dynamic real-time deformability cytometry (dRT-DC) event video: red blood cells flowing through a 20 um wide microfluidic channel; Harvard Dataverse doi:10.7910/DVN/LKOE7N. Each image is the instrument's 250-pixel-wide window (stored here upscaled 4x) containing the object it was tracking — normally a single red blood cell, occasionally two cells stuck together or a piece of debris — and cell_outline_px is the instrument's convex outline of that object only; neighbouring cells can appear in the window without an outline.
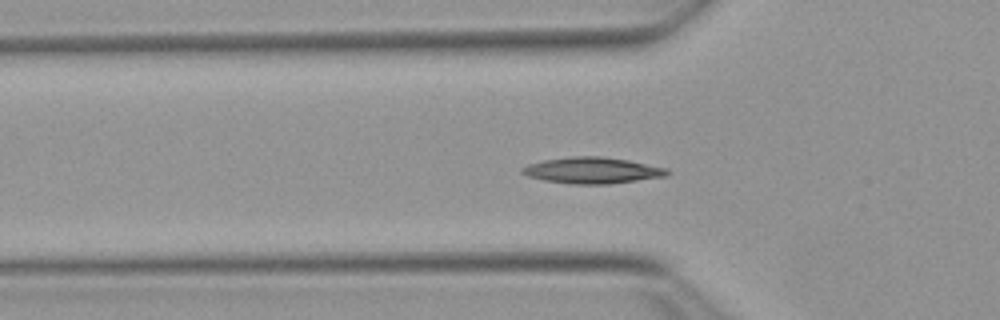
{"species": "Egyptian fruit bat (a non-hibernating species)", "species_latin": "Rousettus aegyptiacus", "temperature_condition": "warm", "stored_images_in_passage": 40, "camera_frame_rate_fps": 3000, "um_per_image_px": 0.085, "animal": {"sex": "female"}, "frame": {"image": 1, "passage_image": 13, "time_ms": 4.0, "image_size_px": [1000, 320], "cell_outline_px": [[672, 172], [668, 176], [608, 184], [572, 184], [544, 180], [528, 176], [520, 172], [520, 168], [528, 164], [544, 160], [572, 156], [600, 156], [628, 160], [668, 168]], "centroid_in_image_um": [50.37, 14.48], "position_along_channel_um": 75.4, "area_um2": 22.25}}
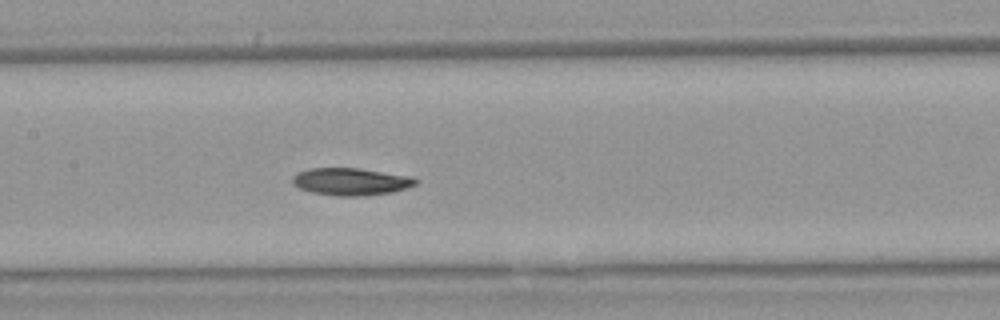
{"frame": {"image": 2, "passage_image": 21, "time_ms": 6.667, "image_size_px": [1000, 320], "cell_outline_px": [[420, 180], [416, 184], [392, 192], [364, 196], [336, 196], [312, 192], [300, 188], [292, 184], [292, 176], [308, 168], [360, 168], [412, 176]], "centroid_in_image_um": [29.84, 15.43], "position_along_channel_um": 177.6, "area_um2": 19.71}}
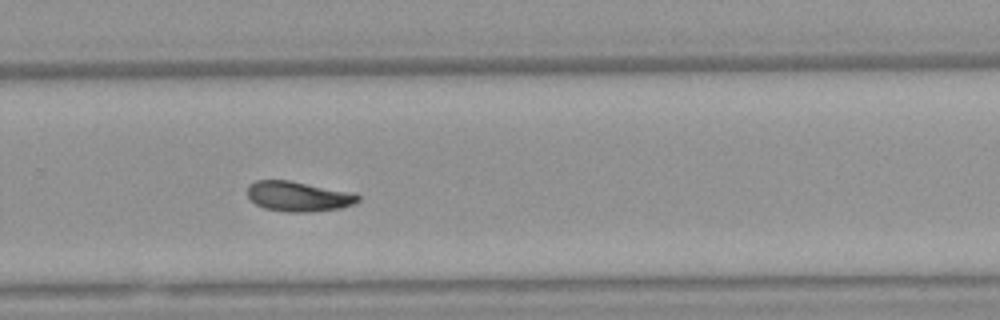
{"frame": {"image": 3, "passage_image": 31, "time_ms": 10.0, "image_size_px": [1000, 320], "cell_outline_px": [[360, 200], [352, 204], [340, 208], [308, 212], [288, 212], [264, 208], [256, 204], [248, 196], [248, 184], [256, 180], [288, 180], [356, 192], [360, 196]], "centroid_in_image_um": [25.39, 16.68], "position_along_channel_um": 304.4, "area_um2": 19.48}}